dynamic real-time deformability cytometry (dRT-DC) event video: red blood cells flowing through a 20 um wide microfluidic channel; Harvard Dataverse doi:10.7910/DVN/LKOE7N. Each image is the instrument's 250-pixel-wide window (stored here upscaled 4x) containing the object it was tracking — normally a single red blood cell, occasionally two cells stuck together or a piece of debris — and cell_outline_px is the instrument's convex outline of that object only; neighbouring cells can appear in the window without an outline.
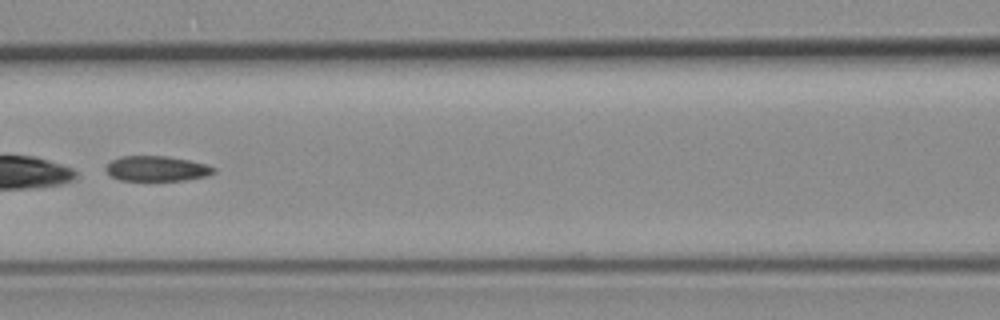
{"species": "common noctule bat (a hibernating species)", "species_latin": "Nyctalus noctula", "temperature_condition": "room temperature", "stored_images_in_passage": 44, "camera_frame_rate_fps": 3000, "um_per_image_px": 0.085, "animal": {"sex": "female", "body_mass_g": 19.3, "forearm_length_mm": 54.1}, "frame": {"image": 1, "passage_image": 19, "time_ms": 6.0, "image_size_px": [1000, 320], "cell_outline_px": [[216, 172], [204, 176], [184, 180], [120, 180], [112, 176], [104, 168], [112, 160], [120, 156], [168, 156], [188, 160], [204, 164], [216, 168]], "centroid_in_image_um": [13.31, 14.32], "position_along_channel_um": 153.3, "area_um2": 15.61}, "authors_computed_cell_mechanics": {"area_um2": 17.2244, "velocity_mm_per_s": 3.8548, "shape_relaxation_time_tau1_ms": null, "shape_relaxation_time_tau2_ms": 2.6483, "deformation_change_tau1": null, "deformation_change_tau2": 0.0939}}